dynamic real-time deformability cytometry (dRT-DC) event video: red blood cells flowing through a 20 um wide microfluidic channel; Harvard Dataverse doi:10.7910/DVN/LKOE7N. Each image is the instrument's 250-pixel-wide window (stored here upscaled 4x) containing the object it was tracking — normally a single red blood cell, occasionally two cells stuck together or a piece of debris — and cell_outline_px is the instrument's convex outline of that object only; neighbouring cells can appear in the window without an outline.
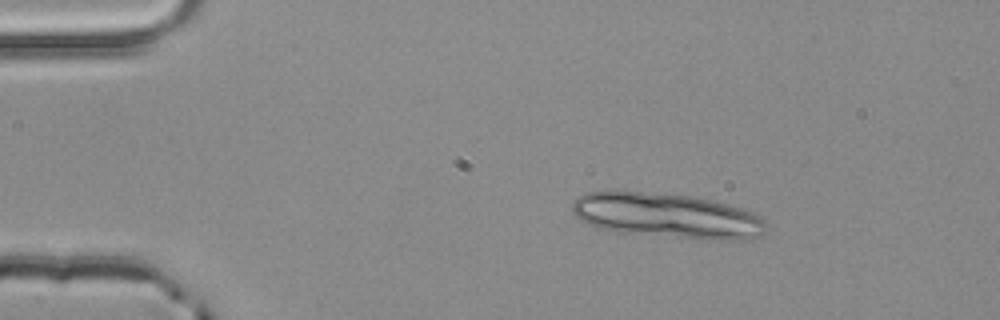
{"species": "common noctule bat (a hibernating species)", "species_latin": "Nyctalus noctula", "temperature_condition": "room temperature", "stored_images_in_passage": 4, "camera_frame_rate_fps": 3000, "um_per_image_px": 0.085, "animal": {"sex": "male", "body_mass_g": 20.4}, "frame": {"image": 1, "passage_image": 1, "time_ms": 0.0, "image_size_px": [1000, 320], "cell_outline_px": [[768, 232], [764, 236], [752, 240], [708, 240], [600, 228], [580, 220], [572, 212], [572, 204], [576, 196], [588, 192], [608, 188], [612, 188], [692, 196], [712, 200], [756, 212], [768, 224]], "centroid_in_image_um": [56.77, 18.29], "position_along_channel_um": 28.2, "area_um2": 51.67}}